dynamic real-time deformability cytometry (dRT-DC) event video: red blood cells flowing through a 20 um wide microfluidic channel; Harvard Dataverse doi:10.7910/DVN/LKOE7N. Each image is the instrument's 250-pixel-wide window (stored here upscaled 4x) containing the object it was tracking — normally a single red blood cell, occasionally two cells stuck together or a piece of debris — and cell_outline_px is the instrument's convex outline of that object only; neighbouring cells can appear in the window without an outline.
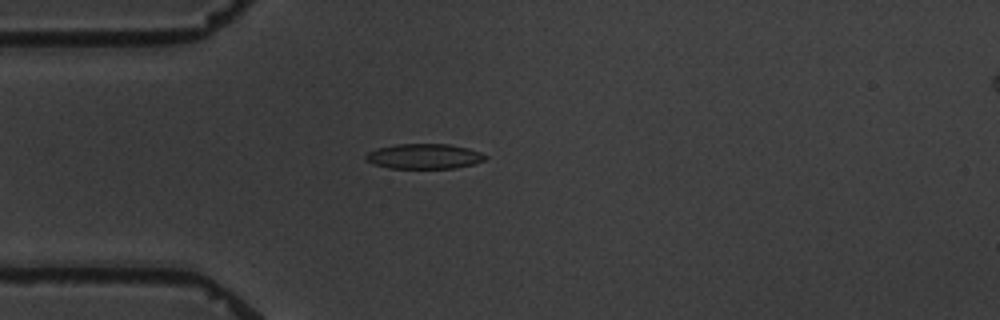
{"species": "common noctule bat (a hibernating species)", "species_latin": "Nyctalus noctula", "temperature_condition": "warm", "stored_images_in_passage": 4, "camera_frame_rate_fps": 3000, "um_per_image_px": 0.085, "animal": {"sex": "male", "body_mass_g": 19.5, "forearm_length_mm": 54.6}, "frame": {"image": 1, "passage_image": 4, "time_ms": 4.333, "image_size_px": [1000, 320], "cell_outline_px": [[488, 156], [484, 160], [472, 164], [456, 168], [388, 168], [364, 160], [364, 156], [368, 152], [376, 148], [396, 144], [448, 144], [468, 148], [480, 152]], "centroid_in_image_um": [36.03, 13.28], "position_along_channel_um": 49.0, "area_um2": 17.46}}